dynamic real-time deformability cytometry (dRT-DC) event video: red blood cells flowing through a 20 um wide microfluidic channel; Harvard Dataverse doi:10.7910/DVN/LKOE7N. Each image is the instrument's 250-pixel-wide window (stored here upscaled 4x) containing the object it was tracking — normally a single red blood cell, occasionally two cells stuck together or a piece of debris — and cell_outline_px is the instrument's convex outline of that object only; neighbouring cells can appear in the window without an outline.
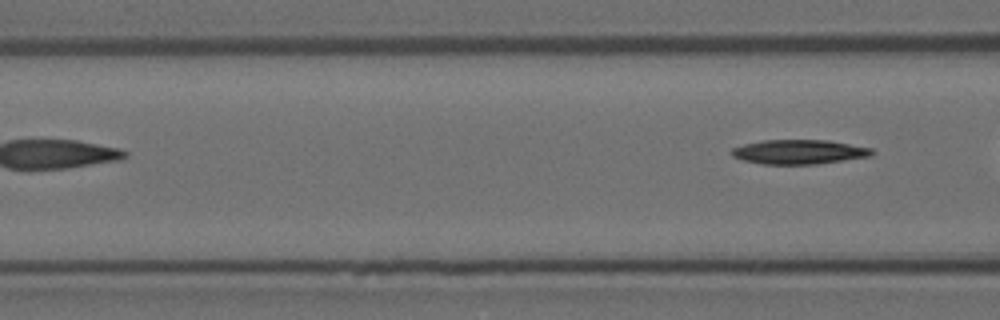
{"species": "Egyptian fruit bat (a non-hibernating species)", "species_latin": "Rousettus aegyptiacus", "temperature_condition": "room temperature", "stored_images_in_passage": 5, "camera_frame_rate_fps": 3000, "um_per_image_px": 0.085, "animal": {"sex": "female"}, "frame": {"image": 1, "passage_image": 5, "time_ms": 1.333, "image_size_px": [1000, 320], "cell_outline_px": [[876, 152], [872, 156], [816, 164], [764, 164], [744, 160], [732, 156], [728, 152], [732, 148], [744, 144], [760, 140], [828, 140], [872, 148]], "centroid_in_image_um": [67.92, 12.9], "position_along_channel_um": 98.7, "area_um2": 20.06}}